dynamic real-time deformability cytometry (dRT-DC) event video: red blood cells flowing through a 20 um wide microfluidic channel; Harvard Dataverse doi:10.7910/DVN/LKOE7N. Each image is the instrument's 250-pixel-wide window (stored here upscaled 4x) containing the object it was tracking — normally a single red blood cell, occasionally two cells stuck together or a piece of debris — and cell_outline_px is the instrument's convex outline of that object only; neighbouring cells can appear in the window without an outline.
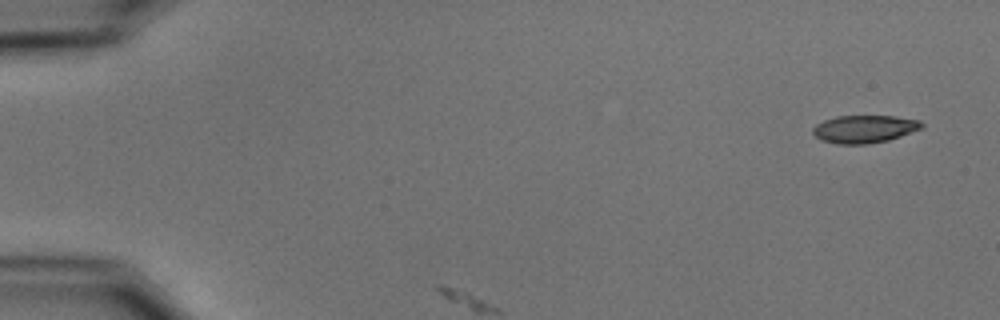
{"species": "common noctule bat (a hibernating species)", "species_latin": "Nyctalus noctula", "temperature_condition": "cold", "stored_images_in_passage": 2, "camera_frame_rate_fps": 3000, "um_per_image_px": 0.085, "animal": {"sex": "male", "body_mass_g": 15.6}, "frame": {"image": 1, "passage_image": 1, "time_ms": 0.0, "image_size_px": [1000, 320], "cell_outline_px": [[924, 128], [888, 140], [868, 144], [836, 144], [824, 140], [816, 136], [812, 132], [812, 128], [816, 124], [824, 120], [836, 116], [896, 116], [920, 120], [924, 124]], "centroid_in_image_um": [73.5, 10.96], "position_along_channel_um": 11.5, "area_um2": 17.63}}